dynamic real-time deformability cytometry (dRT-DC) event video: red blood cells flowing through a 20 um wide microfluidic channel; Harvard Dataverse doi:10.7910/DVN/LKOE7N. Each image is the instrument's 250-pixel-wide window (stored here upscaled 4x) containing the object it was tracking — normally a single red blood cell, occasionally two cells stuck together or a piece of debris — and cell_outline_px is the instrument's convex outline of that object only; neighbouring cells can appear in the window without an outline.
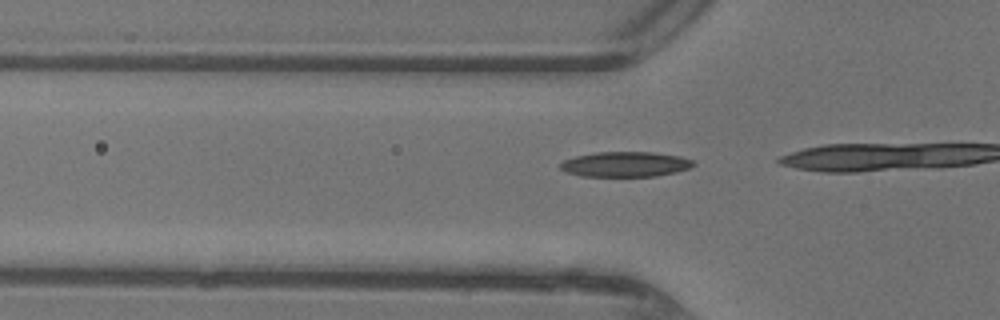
{"species": "common noctule bat (a hibernating species)", "species_latin": "Nyctalus noctula", "temperature_condition": "warm", "stored_images_in_passage": 6, "camera_frame_rate_fps": 3000, "um_per_image_px": 0.085, "animal": {"sex": "female"}, "frame": {"image": 1, "passage_image": 4, "time_ms": 1.0, "image_size_px": [1000, 320], "cell_outline_px": [[696, 164], [688, 168], [676, 172], [656, 176], [580, 176], [568, 172], [560, 168], [560, 164], [564, 160], [576, 156], [596, 152], [652, 152], [680, 156], [692, 160]], "centroid_in_image_um": [53.16, 13.96], "position_along_channel_um": 72.6, "area_um2": 19.36}}